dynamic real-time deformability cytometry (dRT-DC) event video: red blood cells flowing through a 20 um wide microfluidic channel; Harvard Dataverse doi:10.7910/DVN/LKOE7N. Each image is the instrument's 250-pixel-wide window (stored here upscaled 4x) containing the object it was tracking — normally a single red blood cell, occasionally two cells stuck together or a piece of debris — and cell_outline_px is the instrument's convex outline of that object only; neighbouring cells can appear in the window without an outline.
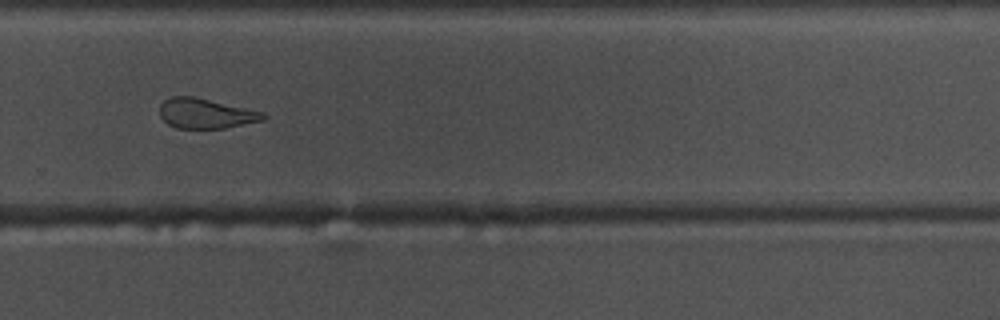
{"species": "common noctule bat (a hibernating species)", "species_latin": "Nyctalus noctula", "temperature_condition": "warm", "stored_images_in_passage": 37, "camera_frame_rate_fps": 3000, "um_per_image_px": 0.085, "animal": {"sex": "male", "body_mass_g": 17.5, "forearm_length_mm": 52.3}, "frame": {"image": 1, "passage_image": 22, "time_ms": 7.0, "image_size_px": [1000, 320], "cell_outline_px": [[268, 116], [264, 120], [224, 128], [176, 128], [168, 124], [160, 116], [160, 104], [164, 100], [172, 96], [192, 96], [264, 112]], "centroid_in_image_um": [17.48, 9.64], "position_along_channel_um": 312.3, "area_um2": 17.98}, "authors_computed_cell_mechanics": {"area_um2": 19.074, "velocity_mm_per_s": 3.7557, "shape_relaxation_time_tau1_ms": 8.9113, "shape_relaxation_time_tau2_ms": 3.4843, "deformation_change_tau1": 0.2058, "deformation_change_tau2": 0.1233}}